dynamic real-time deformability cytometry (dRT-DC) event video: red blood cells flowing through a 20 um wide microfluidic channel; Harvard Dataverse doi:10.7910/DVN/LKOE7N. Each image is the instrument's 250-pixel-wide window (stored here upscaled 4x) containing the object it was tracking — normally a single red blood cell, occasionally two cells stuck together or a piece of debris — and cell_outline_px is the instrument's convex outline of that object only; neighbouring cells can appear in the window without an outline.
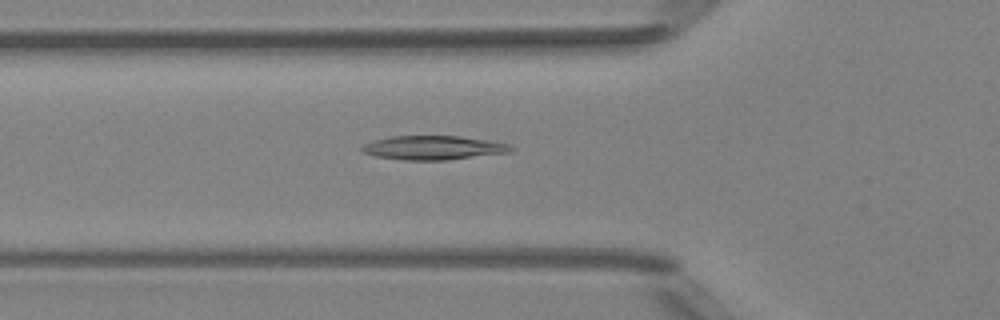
{"species": "Egyptian fruit bat (a non-hibernating species)", "species_latin": "Rousettus aegyptiacus", "temperature_condition": "room temperature", "stored_images_in_passage": 46, "camera_frame_rate_fps": 3000, "um_per_image_px": 0.085, "animal": {"sex": "female"}, "frame": {"image": 1, "passage_image": 13, "time_ms": 4.0, "image_size_px": [1000, 320], "cell_outline_px": [[516, 148], [512, 152], [444, 160], [400, 160], [376, 156], [364, 152], [360, 148], [364, 144], [376, 140], [392, 136], [460, 136], [488, 140], [508, 144]], "centroid_in_image_um": [36.87, 12.56], "position_along_channel_um": 88.9, "area_um2": 20.75}}
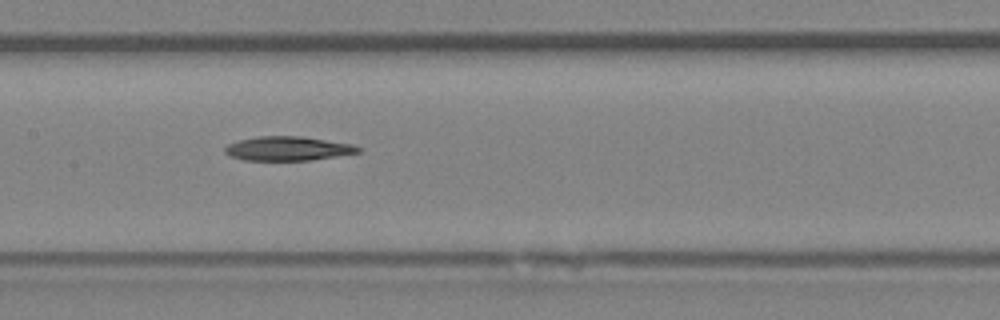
{"frame": {"image": 2, "passage_image": 20, "time_ms": 6.333, "image_size_px": [1000, 320], "cell_outline_px": [[364, 148], [360, 152], [312, 160], [244, 160], [232, 156], [224, 152], [224, 148], [228, 144], [236, 140], [256, 136], [300, 136], [352, 144]], "centroid_in_image_um": [24.46, 12.62], "position_along_channel_um": 182.9, "area_um2": 18.79}}
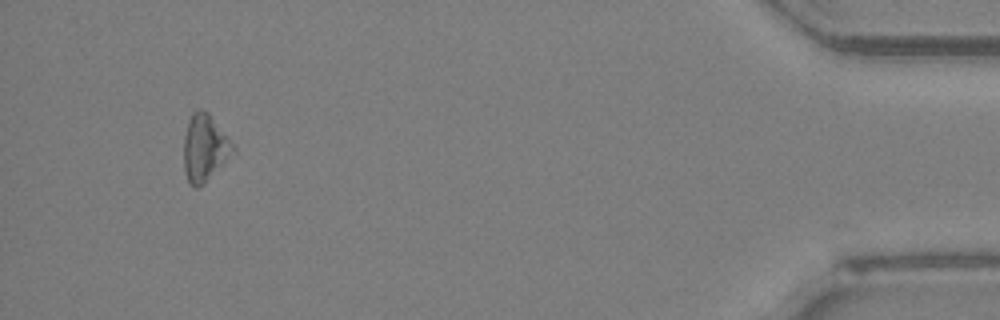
{"frame": {"image": 3, "passage_image": 43, "time_ms": 14.0, "image_size_px": [1000, 320], "cell_outline_px": [[236, 152], [204, 184], [196, 188], [192, 188], [188, 184], [184, 172], [184, 136], [188, 120], [192, 112], [196, 108], [200, 108], [208, 112], [236, 148]], "centroid_in_image_um": [17.38, 12.6], "position_along_channel_um": 417.8, "area_um2": 19.54}, "authors_computed_cell_mechanics": {"area_um2": 19.363, "velocity_mm_per_s": 4.0267, "shape_relaxation_time_tau1_ms": 5.8021, "shape_relaxation_time_tau2_ms": null, "deformation_change_tau1": 0.1191, "deformation_change_tau2": null}}